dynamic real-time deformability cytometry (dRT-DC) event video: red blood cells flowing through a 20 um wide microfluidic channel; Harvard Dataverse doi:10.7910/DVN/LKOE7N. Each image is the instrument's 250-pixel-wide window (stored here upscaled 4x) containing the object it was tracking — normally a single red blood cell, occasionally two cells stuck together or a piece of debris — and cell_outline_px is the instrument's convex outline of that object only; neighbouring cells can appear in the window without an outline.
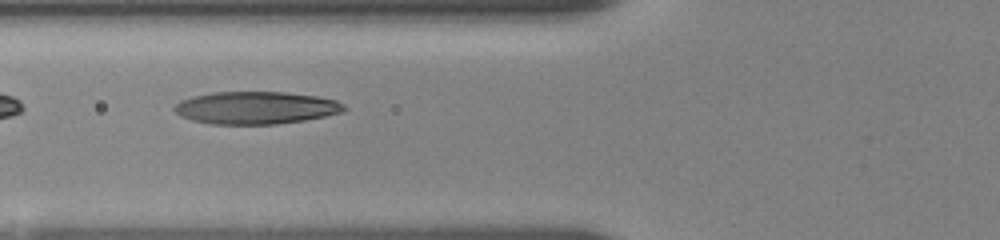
{"species": "human", "species_latin": "Homo sapiens", "temperature_condition": "room temperature", "stored_images_in_passage": 23, "segment_of_instrument_passage": [2, 2], "camera_frame_rate_fps": 3000, "um_per_image_px": 0.085, "donor": {"sex": "female"}, "frame": {"image": 1, "passage_image": 7, "time_ms": 5.667, "image_size_px": [1000, 240], "cell_outline_px": [[348, 108], [340, 112], [324, 116], [304, 120], [276, 124], [212, 124], [192, 120], [180, 116], [172, 108], [180, 100], [192, 96], [212, 92], [284, 92], [316, 96], [336, 100], [344, 104]], "centroid_in_image_um": [21.72, 9.16], "position_along_channel_um": 104.1, "area_um2": 32.14}}
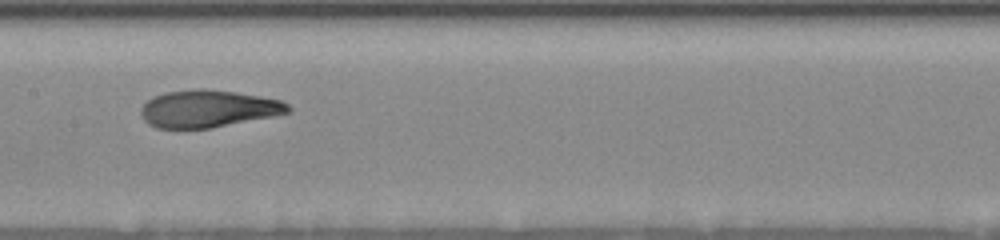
{"frame": {"image": 2, "passage_image": 11, "time_ms": 8.0, "image_size_px": [1000, 240], "cell_outline_px": [[292, 112], [212, 128], [156, 128], [148, 124], [144, 120], [140, 112], [140, 108], [152, 96], [164, 92], [200, 88], [204, 88], [236, 92], [260, 96], [280, 100], [288, 104], [292, 108]], "centroid_in_image_um": [17.68, 9.23], "position_along_channel_um": 189.7, "area_um2": 32.14}}
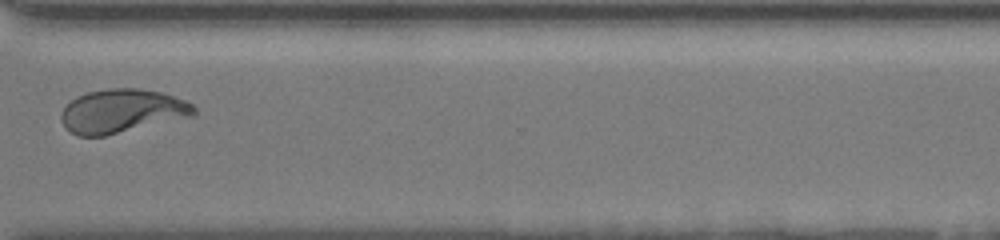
{"frame": {"image": 3, "passage_image": 17, "time_ms": 12.667, "image_size_px": [1000, 240], "cell_outline_px": [[196, 112], [192, 116], [104, 136], [76, 136], [60, 120], [60, 116], [64, 108], [76, 96], [88, 92], [108, 88], [136, 88], [160, 92], [184, 100], [192, 104], [196, 108]], "centroid_in_image_um": [10.35, 9.44], "position_along_channel_um": 360.2, "area_um2": 33.47}}